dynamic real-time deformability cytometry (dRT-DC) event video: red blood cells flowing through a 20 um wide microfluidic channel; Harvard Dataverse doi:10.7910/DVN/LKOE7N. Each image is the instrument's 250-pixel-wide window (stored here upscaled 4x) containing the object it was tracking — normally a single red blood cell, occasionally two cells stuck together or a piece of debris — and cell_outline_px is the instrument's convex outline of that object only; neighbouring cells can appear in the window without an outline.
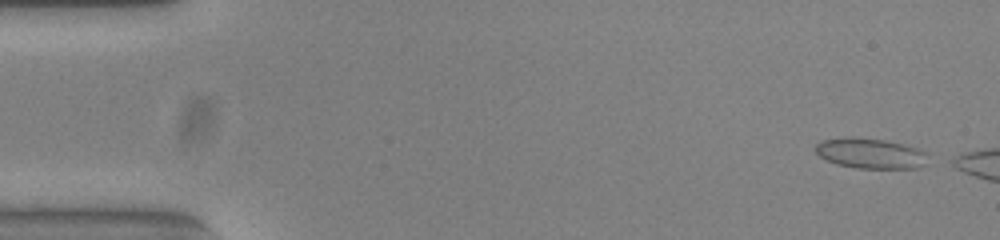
{"species": "common noctule bat (a hibernating species)", "species_latin": "Nyctalus noctula", "temperature_condition": "warm", "stored_images_in_passage": 6, "camera_frame_rate_fps": 3000, "um_per_image_px": 0.085, "animal": {"sex": "female", "body_mass_g": 23.0, "forearm_length_mm": 53.4}, "frame": {"image": 1, "passage_image": 1, "time_ms": 0.0, "image_size_px": [1000, 240], "cell_outline_px": [[924, 164], [916, 168], [856, 168], [836, 164], [820, 156], [816, 152], [816, 144], [820, 140], [848, 136], [852, 136], [884, 140], [916, 148], [924, 152]], "centroid_in_image_um": [73.89, 13.02], "position_along_channel_um": 11.1, "area_um2": 19.54}}